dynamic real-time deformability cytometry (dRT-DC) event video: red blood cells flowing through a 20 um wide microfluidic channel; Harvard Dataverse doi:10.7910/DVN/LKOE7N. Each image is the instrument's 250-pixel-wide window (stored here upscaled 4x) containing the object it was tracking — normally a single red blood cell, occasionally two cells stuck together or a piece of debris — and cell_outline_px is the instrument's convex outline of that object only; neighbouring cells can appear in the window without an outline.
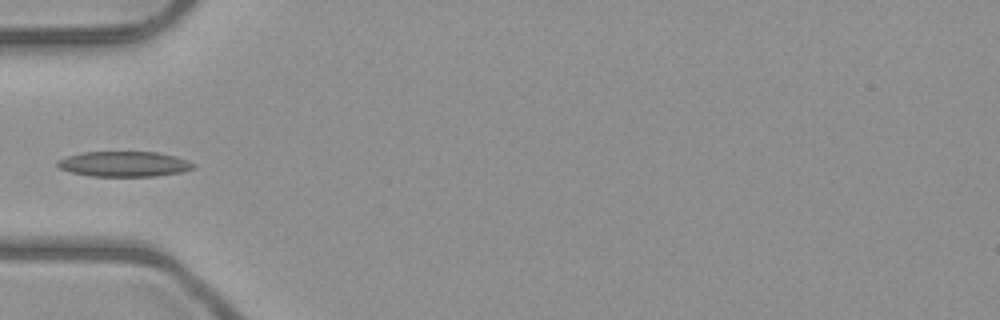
{"species": "common noctule bat (a hibernating species)", "species_latin": "Nyctalus noctula", "temperature_condition": "room temperature", "stored_images_in_passage": 4, "camera_frame_rate_fps": 3000, "um_per_image_px": 0.085, "animal": {"sex": "male", "body_mass_g": 23.1, "forearm_length_mm": 52.7}, "frame": {"image": 1, "passage_image": 3, "time_ms": 2.333, "image_size_px": [1000, 320], "cell_outline_px": [[196, 168], [184, 172], [156, 176], [88, 176], [72, 172], [60, 168], [56, 164], [56, 160], [64, 156], [84, 152], [156, 152], [176, 156], [188, 160], [196, 164]], "centroid_in_image_um": [10.58, 13.94], "position_along_channel_um": 74.4, "area_um2": 20.29}}
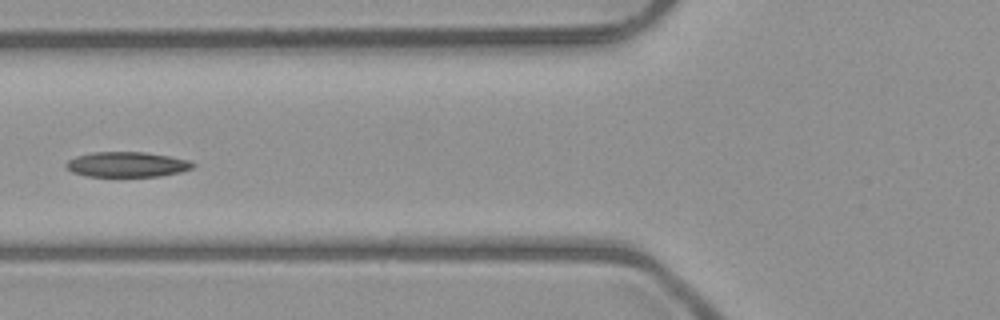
{"frame": {"image": 2, "passage_image": 4, "time_ms": 3.333, "image_size_px": [1000, 320], "cell_outline_px": [[196, 164], [192, 168], [180, 172], [160, 176], [88, 176], [72, 172], [64, 168], [64, 164], [68, 160], [76, 156], [92, 152], [144, 152], [168, 156], [188, 160]], "centroid_in_image_um": [10.75, 13.98], "position_along_channel_um": 115.1, "area_um2": 18.55}}